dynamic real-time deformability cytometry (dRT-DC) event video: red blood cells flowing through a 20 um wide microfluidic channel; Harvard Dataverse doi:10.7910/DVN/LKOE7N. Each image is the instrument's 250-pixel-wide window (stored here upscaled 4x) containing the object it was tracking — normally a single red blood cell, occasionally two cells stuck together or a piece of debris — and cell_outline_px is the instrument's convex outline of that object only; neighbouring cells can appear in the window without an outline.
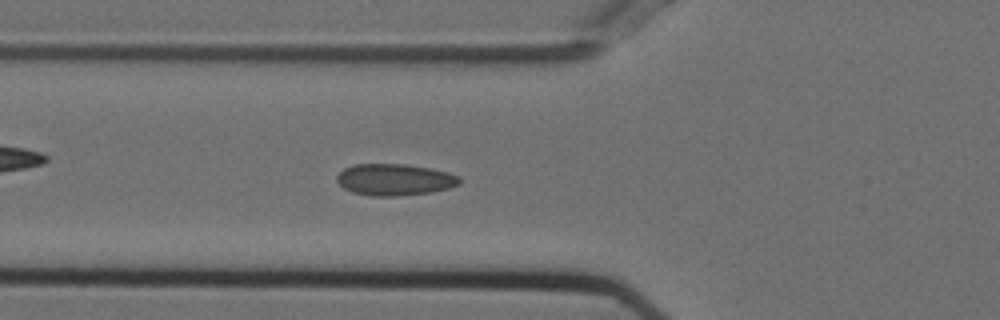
{"species": "Egyptian fruit bat (a non-hibernating species)", "species_latin": "Rousettus aegyptiacus", "temperature_condition": "cold", "stored_images_in_passage": 54, "camera_frame_rate_fps": 3000, "um_per_image_px": 0.085, "animal": {"sex": "female"}, "frame": {"image": 1, "passage_image": 19, "time_ms": 6.0, "image_size_px": [1000, 320], "cell_outline_px": [[460, 184], [448, 188], [432, 192], [396, 196], [372, 196], [352, 192], [344, 188], [336, 180], [336, 176], [344, 168], [352, 164], [404, 164], [428, 168], [448, 172], [460, 176]], "centroid_in_image_um": [33.53, 15.27], "position_along_channel_um": 92.3, "area_um2": 22.6}}
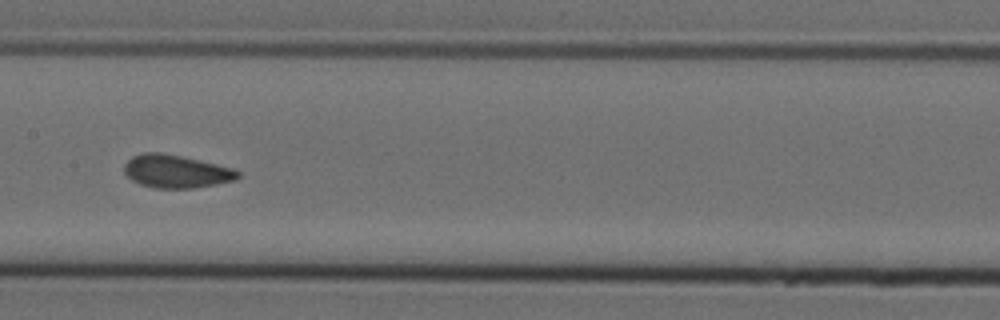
{"frame": {"image": 2, "passage_image": 27, "time_ms": 8.667, "image_size_px": [1000, 320], "cell_outline_px": [[240, 176], [236, 180], [216, 184], [192, 188], [152, 188], [140, 184], [132, 180], [124, 172], [124, 164], [132, 156], [144, 152], [160, 152], [180, 156], [216, 164], [232, 168], [240, 172]], "centroid_in_image_um": [14.95, 14.57], "position_along_channel_um": 192.4, "area_um2": 21.79}}
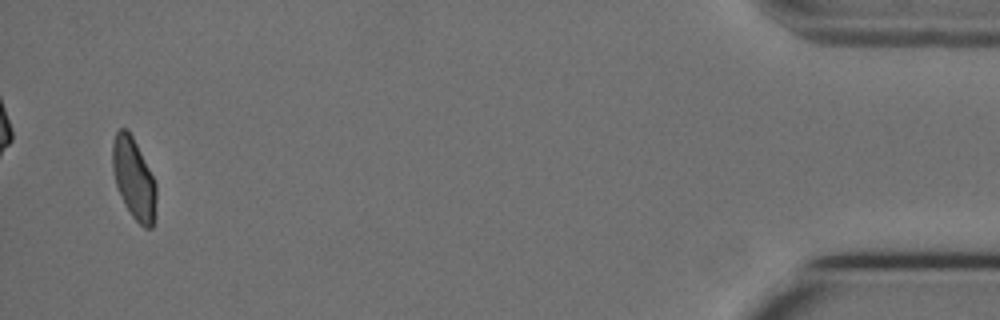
{"frame": {"image": 3, "passage_image": 52, "time_ms": 17.0, "image_size_px": [1000, 320], "cell_outline_px": [[156, 200], [152, 228], [144, 228], [132, 216], [124, 204], [120, 196], [116, 184], [112, 168], [112, 144], [116, 132], [120, 128], [128, 128], [156, 180]], "centroid_in_image_um": [11.37, 15.15], "position_along_channel_um": 423.8, "area_um2": 20.81}, "authors_computed_cell_mechanics": {"area_um2": 21.7906, "velocity_mm_per_s": 3.7196, "shape_relaxation_time_tau1_ms": null, "shape_relaxation_time_tau2_ms": 1.2637, "deformation_change_tau1": null, "deformation_change_tau2": 0.0502}}